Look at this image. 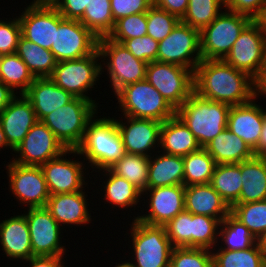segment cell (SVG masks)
<instances>
[{
	"label": "cell",
	"instance_id": "obj_1",
	"mask_svg": "<svg viewBox=\"0 0 266 267\" xmlns=\"http://www.w3.org/2000/svg\"><path fill=\"white\" fill-rule=\"evenodd\" d=\"M194 92L207 100L236 106L256 97L254 79L224 60H202L194 71Z\"/></svg>",
	"mask_w": 266,
	"mask_h": 267
},
{
	"label": "cell",
	"instance_id": "obj_2",
	"mask_svg": "<svg viewBox=\"0 0 266 267\" xmlns=\"http://www.w3.org/2000/svg\"><path fill=\"white\" fill-rule=\"evenodd\" d=\"M98 113L88 122L83 140L76 148L93 174L94 171L110 168L125 154L115 118L105 112L99 118Z\"/></svg>",
	"mask_w": 266,
	"mask_h": 267
},
{
	"label": "cell",
	"instance_id": "obj_3",
	"mask_svg": "<svg viewBox=\"0 0 266 267\" xmlns=\"http://www.w3.org/2000/svg\"><path fill=\"white\" fill-rule=\"evenodd\" d=\"M231 106L198 96L195 92L176 110L201 147L207 146L227 128Z\"/></svg>",
	"mask_w": 266,
	"mask_h": 267
},
{
	"label": "cell",
	"instance_id": "obj_4",
	"mask_svg": "<svg viewBox=\"0 0 266 267\" xmlns=\"http://www.w3.org/2000/svg\"><path fill=\"white\" fill-rule=\"evenodd\" d=\"M132 223V224H131ZM128 243L132 244L131 257L127 259L134 267H169L173 246L164 226L146 224L132 219ZM131 240H130V239Z\"/></svg>",
	"mask_w": 266,
	"mask_h": 267
},
{
	"label": "cell",
	"instance_id": "obj_5",
	"mask_svg": "<svg viewBox=\"0 0 266 267\" xmlns=\"http://www.w3.org/2000/svg\"><path fill=\"white\" fill-rule=\"evenodd\" d=\"M99 111L100 108L94 102L74 97L67 104L46 115L41 122L66 149H76L83 140L88 122Z\"/></svg>",
	"mask_w": 266,
	"mask_h": 267
},
{
	"label": "cell",
	"instance_id": "obj_6",
	"mask_svg": "<svg viewBox=\"0 0 266 267\" xmlns=\"http://www.w3.org/2000/svg\"><path fill=\"white\" fill-rule=\"evenodd\" d=\"M115 98L124 116L163 123L176 115V110L146 79L121 88Z\"/></svg>",
	"mask_w": 266,
	"mask_h": 267
},
{
	"label": "cell",
	"instance_id": "obj_7",
	"mask_svg": "<svg viewBox=\"0 0 266 267\" xmlns=\"http://www.w3.org/2000/svg\"><path fill=\"white\" fill-rule=\"evenodd\" d=\"M101 73V56L97 48L88 56L59 61L50 78L73 97L87 99L100 107L102 105L99 101L97 103L96 98L93 100L88 91L91 94L92 88L100 83Z\"/></svg>",
	"mask_w": 266,
	"mask_h": 267
},
{
	"label": "cell",
	"instance_id": "obj_8",
	"mask_svg": "<svg viewBox=\"0 0 266 267\" xmlns=\"http://www.w3.org/2000/svg\"><path fill=\"white\" fill-rule=\"evenodd\" d=\"M98 50L101 74L107 71L114 95L126 85L145 80L148 63L137 59L123 44L102 37L98 39Z\"/></svg>",
	"mask_w": 266,
	"mask_h": 267
},
{
	"label": "cell",
	"instance_id": "obj_9",
	"mask_svg": "<svg viewBox=\"0 0 266 267\" xmlns=\"http://www.w3.org/2000/svg\"><path fill=\"white\" fill-rule=\"evenodd\" d=\"M252 21L248 16L225 8L218 17L200 31L203 60H224L243 29Z\"/></svg>",
	"mask_w": 266,
	"mask_h": 267
},
{
	"label": "cell",
	"instance_id": "obj_10",
	"mask_svg": "<svg viewBox=\"0 0 266 267\" xmlns=\"http://www.w3.org/2000/svg\"><path fill=\"white\" fill-rule=\"evenodd\" d=\"M69 156H71V158H75L76 156L77 159H71ZM41 168L50 195L75 193L83 191L87 186L89 187L88 183L90 180L87 177L89 173H91L88 171L90 169L76 149L65 150L59 157L42 164Z\"/></svg>",
	"mask_w": 266,
	"mask_h": 267
},
{
	"label": "cell",
	"instance_id": "obj_11",
	"mask_svg": "<svg viewBox=\"0 0 266 267\" xmlns=\"http://www.w3.org/2000/svg\"><path fill=\"white\" fill-rule=\"evenodd\" d=\"M177 110L194 93V71L166 62H149L145 78Z\"/></svg>",
	"mask_w": 266,
	"mask_h": 267
},
{
	"label": "cell",
	"instance_id": "obj_12",
	"mask_svg": "<svg viewBox=\"0 0 266 267\" xmlns=\"http://www.w3.org/2000/svg\"><path fill=\"white\" fill-rule=\"evenodd\" d=\"M5 170L9 192L19 202L18 205L46 207L50 193L41 166L21 165L10 160Z\"/></svg>",
	"mask_w": 266,
	"mask_h": 267
},
{
	"label": "cell",
	"instance_id": "obj_13",
	"mask_svg": "<svg viewBox=\"0 0 266 267\" xmlns=\"http://www.w3.org/2000/svg\"><path fill=\"white\" fill-rule=\"evenodd\" d=\"M202 60L200 31L181 21L168 36L159 41L156 61L195 71Z\"/></svg>",
	"mask_w": 266,
	"mask_h": 267
},
{
	"label": "cell",
	"instance_id": "obj_14",
	"mask_svg": "<svg viewBox=\"0 0 266 267\" xmlns=\"http://www.w3.org/2000/svg\"><path fill=\"white\" fill-rule=\"evenodd\" d=\"M26 210L23 212L30 232L33 256L65 255L67 257L66 245L62 243L64 230L49 210L46 207L27 208Z\"/></svg>",
	"mask_w": 266,
	"mask_h": 267
},
{
	"label": "cell",
	"instance_id": "obj_15",
	"mask_svg": "<svg viewBox=\"0 0 266 267\" xmlns=\"http://www.w3.org/2000/svg\"><path fill=\"white\" fill-rule=\"evenodd\" d=\"M98 48V38L79 20L64 19L58 12V29H55L51 52L56 60L79 59Z\"/></svg>",
	"mask_w": 266,
	"mask_h": 267
},
{
	"label": "cell",
	"instance_id": "obj_16",
	"mask_svg": "<svg viewBox=\"0 0 266 267\" xmlns=\"http://www.w3.org/2000/svg\"><path fill=\"white\" fill-rule=\"evenodd\" d=\"M265 49L263 29L257 20H252L234 42L224 61L255 80L263 64Z\"/></svg>",
	"mask_w": 266,
	"mask_h": 267
},
{
	"label": "cell",
	"instance_id": "obj_17",
	"mask_svg": "<svg viewBox=\"0 0 266 267\" xmlns=\"http://www.w3.org/2000/svg\"><path fill=\"white\" fill-rule=\"evenodd\" d=\"M184 185H170L146 189L142 193V206L146 213L136 212L133 219L146 224L164 226L185 210ZM148 203V204H147ZM149 207V208H148ZM140 213V214H139Z\"/></svg>",
	"mask_w": 266,
	"mask_h": 267
},
{
	"label": "cell",
	"instance_id": "obj_18",
	"mask_svg": "<svg viewBox=\"0 0 266 267\" xmlns=\"http://www.w3.org/2000/svg\"><path fill=\"white\" fill-rule=\"evenodd\" d=\"M65 150L67 149L54 133L45 124L38 121L13 151V157L9 160L21 165L41 166L49 160L59 157Z\"/></svg>",
	"mask_w": 266,
	"mask_h": 267
},
{
	"label": "cell",
	"instance_id": "obj_19",
	"mask_svg": "<svg viewBox=\"0 0 266 267\" xmlns=\"http://www.w3.org/2000/svg\"><path fill=\"white\" fill-rule=\"evenodd\" d=\"M114 117L125 153L150 157L159 150L162 122L124 115L120 119Z\"/></svg>",
	"mask_w": 266,
	"mask_h": 267
},
{
	"label": "cell",
	"instance_id": "obj_20",
	"mask_svg": "<svg viewBox=\"0 0 266 267\" xmlns=\"http://www.w3.org/2000/svg\"><path fill=\"white\" fill-rule=\"evenodd\" d=\"M26 4L18 16L21 36L35 44L51 50L55 29H58V10L52 7H40L32 2Z\"/></svg>",
	"mask_w": 266,
	"mask_h": 267
},
{
	"label": "cell",
	"instance_id": "obj_21",
	"mask_svg": "<svg viewBox=\"0 0 266 267\" xmlns=\"http://www.w3.org/2000/svg\"><path fill=\"white\" fill-rule=\"evenodd\" d=\"M0 121L4 140L12 153L38 122L33 106L24 94H17L11 100L0 113Z\"/></svg>",
	"mask_w": 266,
	"mask_h": 267
},
{
	"label": "cell",
	"instance_id": "obj_22",
	"mask_svg": "<svg viewBox=\"0 0 266 267\" xmlns=\"http://www.w3.org/2000/svg\"><path fill=\"white\" fill-rule=\"evenodd\" d=\"M85 190L86 188L75 193H61L49 196L46 208L65 231V227H68V229L72 228V226L82 227L84 225L83 227H85V225L91 224V221L94 220L90 212L93 209H89L91 205L88 202L90 199L87 194L91 192H86Z\"/></svg>",
	"mask_w": 266,
	"mask_h": 267
},
{
	"label": "cell",
	"instance_id": "obj_23",
	"mask_svg": "<svg viewBox=\"0 0 266 267\" xmlns=\"http://www.w3.org/2000/svg\"><path fill=\"white\" fill-rule=\"evenodd\" d=\"M95 173L99 175L91 174L92 176H96L94 179L97 178V180H95V182H92L91 184L96 186L95 183H98L96 181H98L99 178H100L99 182H102L101 179L103 180L102 184L99 183L100 186H98L101 188L97 189V186L96 187L93 186V188H96L95 190L97 193L99 192L98 194H101L103 192L100 195L101 197H99L101 198L100 201H102V199L105 200L104 204L106 205L108 204L107 206L108 207L110 206V209L112 207L113 211L116 208H118L116 210L124 209L126 211L127 210L135 211L138 210V208L140 207V209H143V211L145 210L143 207L141 208L142 193L137 188H135V186L128 180L117 174H114L109 168L96 171ZM101 175L102 178L100 177ZM132 207L134 208L132 209Z\"/></svg>",
	"mask_w": 266,
	"mask_h": 267
},
{
	"label": "cell",
	"instance_id": "obj_24",
	"mask_svg": "<svg viewBox=\"0 0 266 267\" xmlns=\"http://www.w3.org/2000/svg\"><path fill=\"white\" fill-rule=\"evenodd\" d=\"M259 98L256 96L248 103L231 106L228 113L227 129L252 150L258 145L265 122V109L256 103Z\"/></svg>",
	"mask_w": 266,
	"mask_h": 267
},
{
	"label": "cell",
	"instance_id": "obj_25",
	"mask_svg": "<svg viewBox=\"0 0 266 267\" xmlns=\"http://www.w3.org/2000/svg\"><path fill=\"white\" fill-rule=\"evenodd\" d=\"M9 216L0 223V245L6 258L25 261L33 256L25 214ZM14 259V260H13Z\"/></svg>",
	"mask_w": 266,
	"mask_h": 267
},
{
	"label": "cell",
	"instance_id": "obj_26",
	"mask_svg": "<svg viewBox=\"0 0 266 267\" xmlns=\"http://www.w3.org/2000/svg\"><path fill=\"white\" fill-rule=\"evenodd\" d=\"M24 96L32 104L38 121L74 98L70 93L57 86L50 77L35 78Z\"/></svg>",
	"mask_w": 266,
	"mask_h": 267
},
{
	"label": "cell",
	"instance_id": "obj_27",
	"mask_svg": "<svg viewBox=\"0 0 266 267\" xmlns=\"http://www.w3.org/2000/svg\"><path fill=\"white\" fill-rule=\"evenodd\" d=\"M184 203L186 211L220 221L231 213V208L210 183L185 186Z\"/></svg>",
	"mask_w": 266,
	"mask_h": 267
},
{
	"label": "cell",
	"instance_id": "obj_28",
	"mask_svg": "<svg viewBox=\"0 0 266 267\" xmlns=\"http://www.w3.org/2000/svg\"><path fill=\"white\" fill-rule=\"evenodd\" d=\"M155 153L149 157L147 189L184 185L183 157L166 154L160 150Z\"/></svg>",
	"mask_w": 266,
	"mask_h": 267
},
{
	"label": "cell",
	"instance_id": "obj_29",
	"mask_svg": "<svg viewBox=\"0 0 266 267\" xmlns=\"http://www.w3.org/2000/svg\"><path fill=\"white\" fill-rule=\"evenodd\" d=\"M200 148L195 136L177 115L162 123L159 147L161 152L183 157Z\"/></svg>",
	"mask_w": 266,
	"mask_h": 267
},
{
	"label": "cell",
	"instance_id": "obj_30",
	"mask_svg": "<svg viewBox=\"0 0 266 267\" xmlns=\"http://www.w3.org/2000/svg\"><path fill=\"white\" fill-rule=\"evenodd\" d=\"M216 164L241 163L253 158V150L227 128L204 147Z\"/></svg>",
	"mask_w": 266,
	"mask_h": 267
},
{
	"label": "cell",
	"instance_id": "obj_31",
	"mask_svg": "<svg viewBox=\"0 0 266 267\" xmlns=\"http://www.w3.org/2000/svg\"><path fill=\"white\" fill-rule=\"evenodd\" d=\"M242 189L238 203L257 202L266 199L265 157H253L240 163Z\"/></svg>",
	"mask_w": 266,
	"mask_h": 267
},
{
	"label": "cell",
	"instance_id": "obj_32",
	"mask_svg": "<svg viewBox=\"0 0 266 267\" xmlns=\"http://www.w3.org/2000/svg\"><path fill=\"white\" fill-rule=\"evenodd\" d=\"M16 54L24 61L35 78L50 77L58 63L51 50L20 37Z\"/></svg>",
	"mask_w": 266,
	"mask_h": 267
},
{
	"label": "cell",
	"instance_id": "obj_33",
	"mask_svg": "<svg viewBox=\"0 0 266 267\" xmlns=\"http://www.w3.org/2000/svg\"><path fill=\"white\" fill-rule=\"evenodd\" d=\"M210 184L230 208L238 204L243 184L240 163L217 164Z\"/></svg>",
	"mask_w": 266,
	"mask_h": 267
},
{
	"label": "cell",
	"instance_id": "obj_34",
	"mask_svg": "<svg viewBox=\"0 0 266 267\" xmlns=\"http://www.w3.org/2000/svg\"><path fill=\"white\" fill-rule=\"evenodd\" d=\"M256 242V238L250 233L248 228L230 213L220 223L218 248L215 247L214 249L246 250Z\"/></svg>",
	"mask_w": 266,
	"mask_h": 267
},
{
	"label": "cell",
	"instance_id": "obj_35",
	"mask_svg": "<svg viewBox=\"0 0 266 267\" xmlns=\"http://www.w3.org/2000/svg\"><path fill=\"white\" fill-rule=\"evenodd\" d=\"M34 80L35 77L16 53L0 56V81L14 93L24 94Z\"/></svg>",
	"mask_w": 266,
	"mask_h": 267
},
{
	"label": "cell",
	"instance_id": "obj_36",
	"mask_svg": "<svg viewBox=\"0 0 266 267\" xmlns=\"http://www.w3.org/2000/svg\"><path fill=\"white\" fill-rule=\"evenodd\" d=\"M184 162V186L209 184L214 174L216 162L201 147L198 151L183 156Z\"/></svg>",
	"mask_w": 266,
	"mask_h": 267
},
{
	"label": "cell",
	"instance_id": "obj_37",
	"mask_svg": "<svg viewBox=\"0 0 266 267\" xmlns=\"http://www.w3.org/2000/svg\"><path fill=\"white\" fill-rule=\"evenodd\" d=\"M79 21L98 39L108 37L115 25L110 0H88V6Z\"/></svg>",
	"mask_w": 266,
	"mask_h": 267
},
{
	"label": "cell",
	"instance_id": "obj_38",
	"mask_svg": "<svg viewBox=\"0 0 266 267\" xmlns=\"http://www.w3.org/2000/svg\"><path fill=\"white\" fill-rule=\"evenodd\" d=\"M213 267H266V255L257 242L246 250L212 249Z\"/></svg>",
	"mask_w": 266,
	"mask_h": 267
},
{
	"label": "cell",
	"instance_id": "obj_39",
	"mask_svg": "<svg viewBox=\"0 0 266 267\" xmlns=\"http://www.w3.org/2000/svg\"><path fill=\"white\" fill-rule=\"evenodd\" d=\"M149 157L125 153L109 169L137 188L141 193L147 189Z\"/></svg>",
	"mask_w": 266,
	"mask_h": 267
},
{
	"label": "cell",
	"instance_id": "obj_40",
	"mask_svg": "<svg viewBox=\"0 0 266 267\" xmlns=\"http://www.w3.org/2000/svg\"><path fill=\"white\" fill-rule=\"evenodd\" d=\"M224 9V0H189L187 11L181 22L201 31L211 24Z\"/></svg>",
	"mask_w": 266,
	"mask_h": 267
},
{
	"label": "cell",
	"instance_id": "obj_41",
	"mask_svg": "<svg viewBox=\"0 0 266 267\" xmlns=\"http://www.w3.org/2000/svg\"><path fill=\"white\" fill-rule=\"evenodd\" d=\"M220 223L217 218L191 213V247H217Z\"/></svg>",
	"mask_w": 266,
	"mask_h": 267
},
{
	"label": "cell",
	"instance_id": "obj_42",
	"mask_svg": "<svg viewBox=\"0 0 266 267\" xmlns=\"http://www.w3.org/2000/svg\"><path fill=\"white\" fill-rule=\"evenodd\" d=\"M231 213L248 228L256 239L266 230V199L235 204L231 208Z\"/></svg>",
	"mask_w": 266,
	"mask_h": 267
},
{
	"label": "cell",
	"instance_id": "obj_43",
	"mask_svg": "<svg viewBox=\"0 0 266 267\" xmlns=\"http://www.w3.org/2000/svg\"><path fill=\"white\" fill-rule=\"evenodd\" d=\"M169 267H213L212 251L206 248L173 247Z\"/></svg>",
	"mask_w": 266,
	"mask_h": 267
},
{
	"label": "cell",
	"instance_id": "obj_44",
	"mask_svg": "<svg viewBox=\"0 0 266 267\" xmlns=\"http://www.w3.org/2000/svg\"><path fill=\"white\" fill-rule=\"evenodd\" d=\"M147 35L156 41L163 40L181 21L177 16L156 7L154 4L146 13Z\"/></svg>",
	"mask_w": 266,
	"mask_h": 267
},
{
	"label": "cell",
	"instance_id": "obj_45",
	"mask_svg": "<svg viewBox=\"0 0 266 267\" xmlns=\"http://www.w3.org/2000/svg\"><path fill=\"white\" fill-rule=\"evenodd\" d=\"M145 35H147L146 13H138L117 20L108 38L122 44L126 39Z\"/></svg>",
	"mask_w": 266,
	"mask_h": 267
},
{
	"label": "cell",
	"instance_id": "obj_46",
	"mask_svg": "<svg viewBox=\"0 0 266 267\" xmlns=\"http://www.w3.org/2000/svg\"><path fill=\"white\" fill-rule=\"evenodd\" d=\"M164 227L173 247H191V212H180Z\"/></svg>",
	"mask_w": 266,
	"mask_h": 267
},
{
	"label": "cell",
	"instance_id": "obj_47",
	"mask_svg": "<svg viewBox=\"0 0 266 267\" xmlns=\"http://www.w3.org/2000/svg\"><path fill=\"white\" fill-rule=\"evenodd\" d=\"M2 18H0V56L16 53L21 37L18 16H12L11 20L5 17Z\"/></svg>",
	"mask_w": 266,
	"mask_h": 267
},
{
	"label": "cell",
	"instance_id": "obj_48",
	"mask_svg": "<svg viewBox=\"0 0 266 267\" xmlns=\"http://www.w3.org/2000/svg\"><path fill=\"white\" fill-rule=\"evenodd\" d=\"M122 44L139 60L149 63L157 59L159 42L149 35L126 39Z\"/></svg>",
	"mask_w": 266,
	"mask_h": 267
},
{
	"label": "cell",
	"instance_id": "obj_49",
	"mask_svg": "<svg viewBox=\"0 0 266 267\" xmlns=\"http://www.w3.org/2000/svg\"><path fill=\"white\" fill-rule=\"evenodd\" d=\"M113 20L130 16L132 14L147 13L153 5V0H110Z\"/></svg>",
	"mask_w": 266,
	"mask_h": 267
},
{
	"label": "cell",
	"instance_id": "obj_50",
	"mask_svg": "<svg viewBox=\"0 0 266 267\" xmlns=\"http://www.w3.org/2000/svg\"><path fill=\"white\" fill-rule=\"evenodd\" d=\"M225 8L257 20L266 9V0H224Z\"/></svg>",
	"mask_w": 266,
	"mask_h": 267
},
{
	"label": "cell",
	"instance_id": "obj_51",
	"mask_svg": "<svg viewBox=\"0 0 266 267\" xmlns=\"http://www.w3.org/2000/svg\"><path fill=\"white\" fill-rule=\"evenodd\" d=\"M87 6L88 0H62L56 9L64 19L80 20Z\"/></svg>",
	"mask_w": 266,
	"mask_h": 267
},
{
	"label": "cell",
	"instance_id": "obj_52",
	"mask_svg": "<svg viewBox=\"0 0 266 267\" xmlns=\"http://www.w3.org/2000/svg\"><path fill=\"white\" fill-rule=\"evenodd\" d=\"M189 0H153V4L170 14L177 16L180 20L185 15Z\"/></svg>",
	"mask_w": 266,
	"mask_h": 267
},
{
	"label": "cell",
	"instance_id": "obj_53",
	"mask_svg": "<svg viewBox=\"0 0 266 267\" xmlns=\"http://www.w3.org/2000/svg\"><path fill=\"white\" fill-rule=\"evenodd\" d=\"M66 257L64 256H32L28 260L20 261L24 264L28 263L26 267H60Z\"/></svg>",
	"mask_w": 266,
	"mask_h": 267
},
{
	"label": "cell",
	"instance_id": "obj_54",
	"mask_svg": "<svg viewBox=\"0 0 266 267\" xmlns=\"http://www.w3.org/2000/svg\"><path fill=\"white\" fill-rule=\"evenodd\" d=\"M254 87L256 96H264V98L266 97V49L261 70L254 80Z\"/></svg>",
	"mask_w": 266,
	"mask_h": 267
},
{
	"label": "cell",
	"instance_id": "obj_55",
	"mask_svg": "<svg viewBox=\"0 0 266 267\" xmlns=\"http://www.w3.org/2000/svg\"><path fill=\"white\" fill-rule=\"evenodd\" d=\"M17 94L0 81V113L9 105Z\"/></svg>",
	"mask_w": 266,
	"mask_h": 267
},
{
	"label": "cell",
	"instance_id": "obj_56",
	"mask_svg": "<svg viewBox=\"0 0 266 267\" xmlns=\"http://www.w3.org/2000/svg\"><path fill=\"white\" fill-rule=\"evenodd\" d=\"M255 157H266V108H265V122L262 128L261 136L257 147L253 150Z\"/></svg>",
	"mask_w": 266,
	"mask_h": 267
},
{
	"label": "cell",
	"instance_id": "obj_57",
	"mask_svg": "<svg viewBox=\"0 0 266 267\" xmlns=\"http://www.w3.org/2000/svg\"><path fill=\"white\" fill-rule=\"evenodd\" d=\"M62 0H32L31 2L34 5L40 6V7H52L56 8Z\"/></svg>",
	"mask_w": 266,
	"mask_h": 267
},
{
	"label": "cell",
	"instance_id": "obj_58",
	"mask_svg": "<svg viewBox=\"0 0 266 267\" xmlns=\"http://www.w3.org/2000/svg\"><path fill=\"white\" fill-rule=\"evenodd\" d=\"M256 240L259 248L266 255V230Z\"/></svg>",
	"mask_w": 266,
	"mask_h": 267
},
{
	"label": "cell",
	"instance_id": "obj_59",
	"mask_svg": "<svg viewBox=\"0 0 266 267\" xmlns=\"http://www.w3.org/2000/svg\"><path fill=\"white\" fill-rule=\"evenodd\" d=\"M257 21L260 23L263 29L264 38L266 39V9L262 12L261 16L257 19Z\"/></svg>",
	"mask_w": 266,
	"mask_h": 267
},
{
	"label": "cell",
	"instance_id": "obj_60",
	"mask_svg": "<svg viewBox=\"0 0 266 267\" xmlns=\"http://www.w3.org/2000/svg\"><path fill=\"white\" fill-rule=\"evenodd\" d=\"M1 149H7L9 151V148L4 140L3 133H2V126H1V121H0V151Z\"/></svg>",
	"mask_w": 266,
	"mask_h": 267
},
{
	"label": "cell",
	"instance_id": "obj_61",
	"mask_svg": "<svg viewBox=\"0 0 266 267\" xmlns=\"http://www.w3.org/2000/svg\"><path fill=\"white\" fill-rule=\"evenodd\" d=\"M124 258H125L124 261L120 260V263L117 264V262H116L115 263L116 265H114V266L115 267H134L128 260H126L125 256H124Z\"/></svg>",
	"mask_w": 266,
	"mask_h": 267
},
{
	"label": "cell",
	"instance_id": "obj_62",
	"mask_svg": "<svg viewBox=\"0 0 266 267\" xmlns=\"http://www.w3.org/2000/svg\"><path fill=\"white\" fill-rule=\"evenodd\" d=\"M67 262H64L60 267H67L65 264H66Z\"/></svg>",
	"mask_w": 266,
	"mask_h": 267
}]
</instances>
